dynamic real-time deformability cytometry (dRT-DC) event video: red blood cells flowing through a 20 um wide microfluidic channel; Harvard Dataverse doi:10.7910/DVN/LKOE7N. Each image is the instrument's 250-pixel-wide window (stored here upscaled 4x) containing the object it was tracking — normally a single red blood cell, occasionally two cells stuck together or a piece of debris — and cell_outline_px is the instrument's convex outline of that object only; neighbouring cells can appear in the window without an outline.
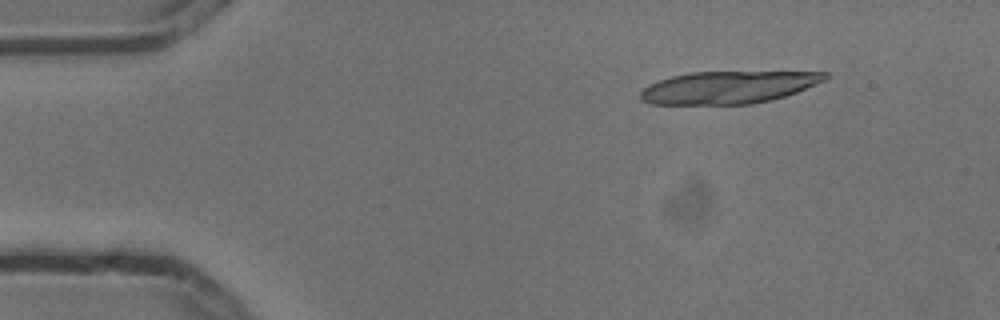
{"species": "common noctule bat (a hibernating species)", "species_latin": "Nyctalus noctula", "temperature_condition": "cold", "stored_images_in_passage": 5, "camera_frame_rate_fps": 3000, "um_per_image_px": 0.085, "animal": {"sex": "male", "body_mass_g": 13.3}, "frame": {"image": 1, "passage_image": 2, "time_ms": 0.333, "image_size_px": [1000, 320], "cell_outline_px": [[832, 76], [824, 80], [796, 92], [772, 100], [752, 104], [652, 104], [640, 100], [640, 92], [648, 84], [672, 76], [692, 72], [828, 72]], "centroid_in_image_um": [61.9, 7.42], "position_along_channel_um": 23.1, "area_um2": 34.74}}